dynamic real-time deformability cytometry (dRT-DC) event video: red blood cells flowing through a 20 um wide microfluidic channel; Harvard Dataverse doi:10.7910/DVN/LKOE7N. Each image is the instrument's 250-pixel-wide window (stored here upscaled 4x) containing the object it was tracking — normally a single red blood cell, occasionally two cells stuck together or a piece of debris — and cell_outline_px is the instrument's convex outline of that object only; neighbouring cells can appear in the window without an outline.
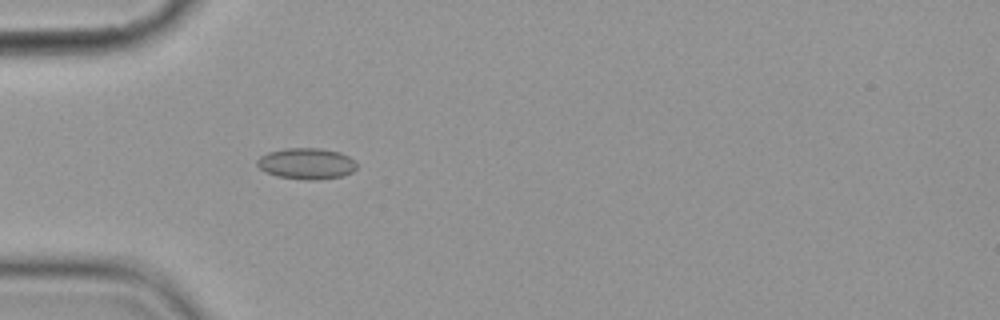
{"species": "common noctule bat (a hibernating species)", "species_latin": "Nyctalus noctula", "temperature_condition": "cold", "stored_images_in_passage": 5, "camera_frame_rate_fps": 3000, "um_per_image_px": 0.085, "animal": {"sex": "female", "body_mass_g": 19.9}, "frame": {"image": 1, "passage_image": 5, "time_ms": 5.667, "image_size_px": [1000, 320], "cell_outline_px": [[356, 168], [352, 172], [340, 176], [316, 180], [308, 180], [276, 176], [264, 172], [256, 164], [256, 160], [260, 156], [268, 152], [284, 148], [320, 148], [340, 152], [348, 156], [356, 164]], "centroid_in_image_um": [26.0, 13.9], "position_along_channel_um": 59.0, "area_um2": 18.09}}